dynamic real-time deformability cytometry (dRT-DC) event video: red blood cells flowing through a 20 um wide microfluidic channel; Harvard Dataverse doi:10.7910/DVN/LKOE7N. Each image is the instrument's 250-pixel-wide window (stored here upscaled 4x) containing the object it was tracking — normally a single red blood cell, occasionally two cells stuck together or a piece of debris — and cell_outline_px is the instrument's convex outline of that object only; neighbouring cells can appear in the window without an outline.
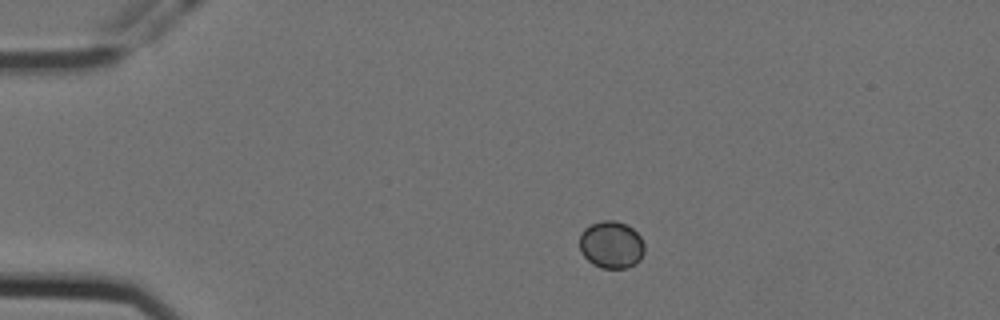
{"species": "Egyptian fruit bat (a non-hibernating species)", "species_latin": "Rousettus aegyptiacus", "temperature_condition": "cold", "stored_images_in_passage": 48, "camera_frame_rate_fps": 3000, "um_per_image_px": 0.085, "animal": {"sex": "female"}, "frame": {"image": 1, "passage_image": 1, "time_ms": 0.0, "image_size_px": [1000, 320], "cell_outline_px": [[644, 252], [640, 260], [636, 264], [624, 268], [600, 268], [592, 264], [580, 252], [580, 232], [584, 228], [592, 224], [604, 220], [616, 220], [632, 228], [640, 236], [644, 244]], "centroid_in_image_um": [51.95, 20.81], "position_along_channel_um": 33.0, "area_um2": 17.98}}
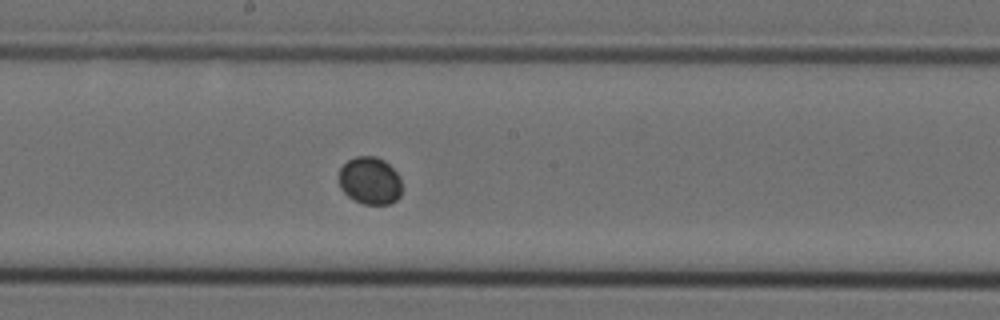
{"frame": {"image": 2, "passage_image": 21, "time_ms": 6.667, "image_size_px": [1000, 320], "cell_outline_px": [[400, 196], [396, 200], [388, 204], [364, 204], [348, 196], [340, 188], [340, 168], [348, 160], [356, 156], [376, 156], [384, 160], [400, 176]], "centroid_in_image_um": [31.44, 15.35], "position_along_channel_um": 216.8, "area_um2": 17.28}}
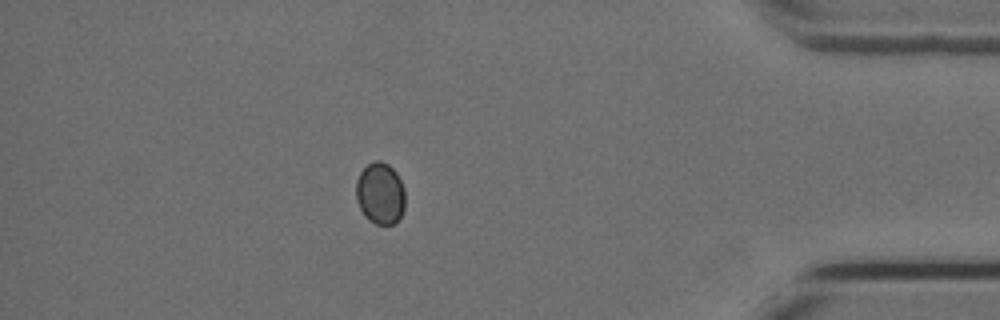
{"frame": {"image": 3, "passage_image": 40, "time_ms": 13.0, "image_size_px": [1000, 320], "cell_outline_px": [[404, 208], [396, 224], [376, 224], [368, 220], [364, 216], [356, 200], [356, 180], [360, 172], [368, 164], [376, 160], [380, 160], [388, 164], [396, 172], [404, 188]], "centroid_in_image_um": [32.31, 16.44], "position_along_channel_um": 402.9, "area_um2": 17.74}}